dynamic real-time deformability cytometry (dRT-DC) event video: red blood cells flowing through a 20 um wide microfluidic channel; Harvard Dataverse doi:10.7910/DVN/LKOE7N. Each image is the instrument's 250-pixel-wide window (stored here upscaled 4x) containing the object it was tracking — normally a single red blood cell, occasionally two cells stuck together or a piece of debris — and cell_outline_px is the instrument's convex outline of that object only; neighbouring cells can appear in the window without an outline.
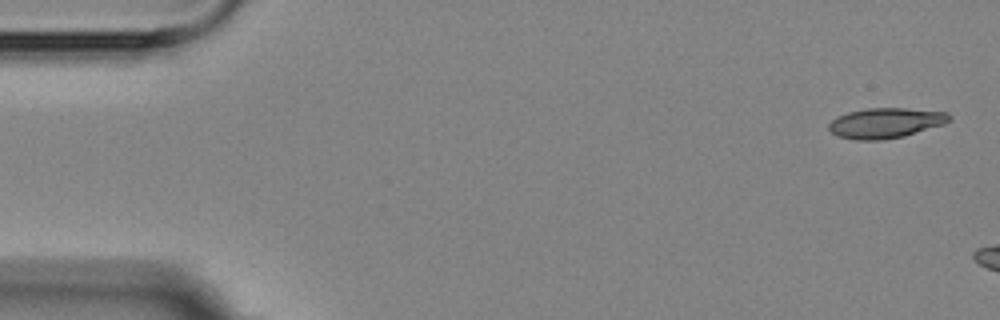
{"species": "Egyptian fruit bat (a non-hibernating species)", "species_latin": "Rousettus aegyptiacus", "temperature_condition": "room temperature", "stored_images_in_passage": 3, "camera_frame_rate_fps": 3000, "um_per_image_px": 0.085, "animal": {"sex": "female"}, "frame": {"image": 1, "passage_image": 1, "time_ms": 0.0, "image_size_px": [1000, 320], "cell_outline_px": [[952, 120], [944, 124], [904, 136], [880, 140], [856, 140], [836, 136], [828, 128], [828, 124], [836, 116], [848, 112], [868, 108], [904, 108], [948, 112], [952, 116]], "centroid_in_image_um": [75.28, 10.45], "position_along_channel_um": 9.7, "area_um2": 21.33}}